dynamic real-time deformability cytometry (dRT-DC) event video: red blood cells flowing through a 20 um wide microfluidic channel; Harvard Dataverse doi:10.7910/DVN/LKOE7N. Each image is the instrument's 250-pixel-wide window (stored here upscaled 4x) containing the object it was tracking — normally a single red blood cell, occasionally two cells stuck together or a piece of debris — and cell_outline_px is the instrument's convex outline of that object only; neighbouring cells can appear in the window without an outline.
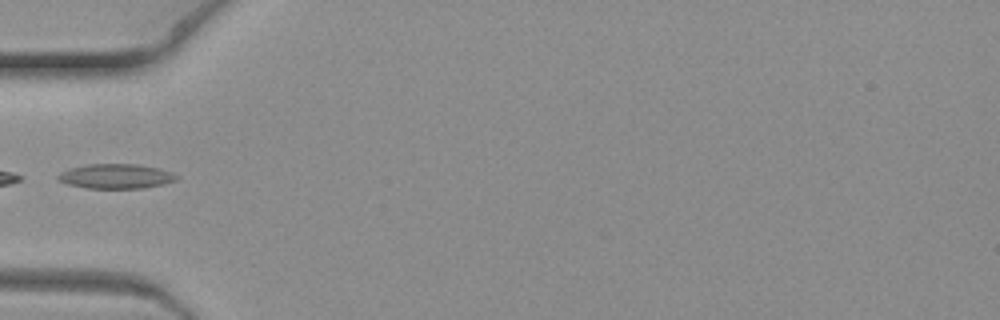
{"species": "common noctule bat (a hibernating species)", "species_latin": "Nyctalus noctula", "temperature_condition": "warm", "stored_images_in_passage": 8, "segment_of_instrument_passage": [2, 2], "camera_frame_rate_fps": 3000, "um_per_image_px": 0.085, "animal": {"sex": "female", "body_mass_g": 19.3, "forearm_length_mm": 54.1}, "frame": {"image": 1, "passage_image": 6, "time_ms": 1.667, "image_size_px": [1000, 320], "cell_outline_px": [[180, 176], [176, 180], [164, 184], [144, 188], [88, 188], [68, 184], [56, 180], [56, 176], [60, 172], [72, 168], [88, 164], [136, 164], [156, 168], [172, 172]], "centroid_in_image_um": [9.85, 14.98], "position_along_channel_um": 75.1, "area_um2": 16.99}}